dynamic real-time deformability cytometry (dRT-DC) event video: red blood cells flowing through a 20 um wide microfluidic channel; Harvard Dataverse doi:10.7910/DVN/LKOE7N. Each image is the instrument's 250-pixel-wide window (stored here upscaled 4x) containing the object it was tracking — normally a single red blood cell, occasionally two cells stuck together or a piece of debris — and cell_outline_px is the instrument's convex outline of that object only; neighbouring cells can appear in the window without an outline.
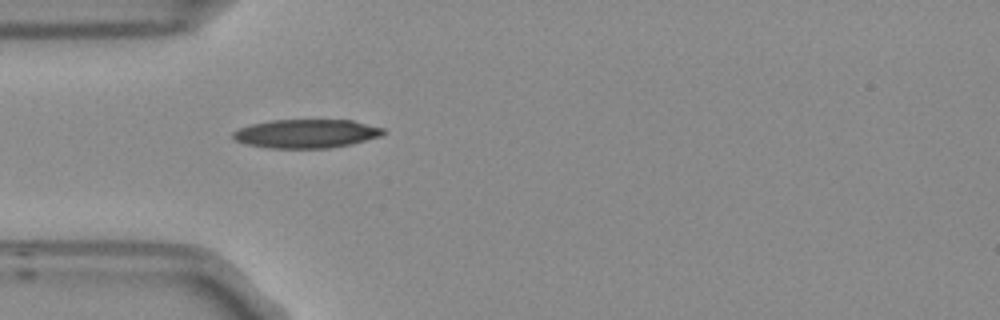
{"species": "Egyptian fruit bat (a non-hibernating species)", "species_latin": "Rousettus aegyptiacus", "temperature_condition": "room temperature", "stored_images_in_passage": 1, "camera_frame_rate_fps": 3000, "um_per_image_px": 0.085, "frame": {"image": 1, "passage_image": 1, "time_ms": 0.0, "image_size_px": [1000, 320], "cell_outline_px": [[384, 132], [380, 136], [352, 144], [328, 148], [272, 148], [248, 144], [236, 140], [232, 136], [232, 132], [240, 128], [252, 124], [272, 120], [352, 120], [384, 128]], "centroid_in_image_um": [26.05, 11.35], "position_along_channel_um": 58.9, "area_um2": 24.91}}